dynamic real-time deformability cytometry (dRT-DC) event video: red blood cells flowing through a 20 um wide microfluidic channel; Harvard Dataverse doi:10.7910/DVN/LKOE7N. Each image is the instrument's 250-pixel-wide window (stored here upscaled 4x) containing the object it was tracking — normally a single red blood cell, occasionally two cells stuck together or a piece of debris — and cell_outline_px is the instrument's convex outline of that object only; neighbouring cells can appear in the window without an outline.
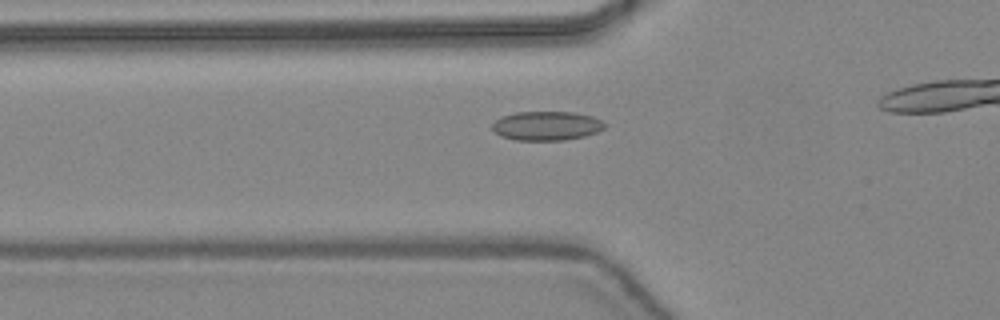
{"species": "common noctule bat (a hibernating species)", "species_latin": "Nyctalus noctula", "temperature_condition": "warm", "stored_images_in_passage": 31, "camera_frame_rate_fps": 3000, "um_per_image_px": 0.085, "animal": {"sex": "female", "body_mass_g": 24.6, "forearm_length_mm": 56.2}, "frame": {"image": 1, "passage_image": 9, "time_ms": 2.667, "image_size_px": [1000, 320], "cell_outline_px": [[608, 124], [604, 128], [596, 132], [584, 136], [564, 140], [516, 140], [500, 136], [492, 128], [492, 124], [500, 116], [516, 112], [572, 112], [592, 116]], "centroid_in_image_um": [46.45, 10.69], "position_along_channel_um": 79.3, "area_um2": 19.07}}
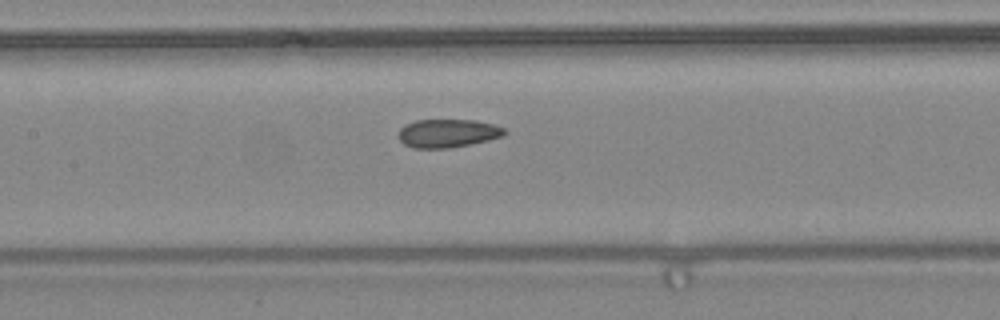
{"frame": {"image": 2, "passage_image": 15, "time_ms": 4.667, "image_size_px": [1000, 320], "cell_outline_px": [[508, 132], [504, 136], [488, 140], [448, 148], [412, 148], [404, 144], [396, 136], [400, 128], [404, 124], [416, 120], [476, 120], [492, 124], [504, 128]], "centroid_in_image_um": [38.02, 11.32], "position_along_channel_um": 169.4, "area_um2": 17.63}}
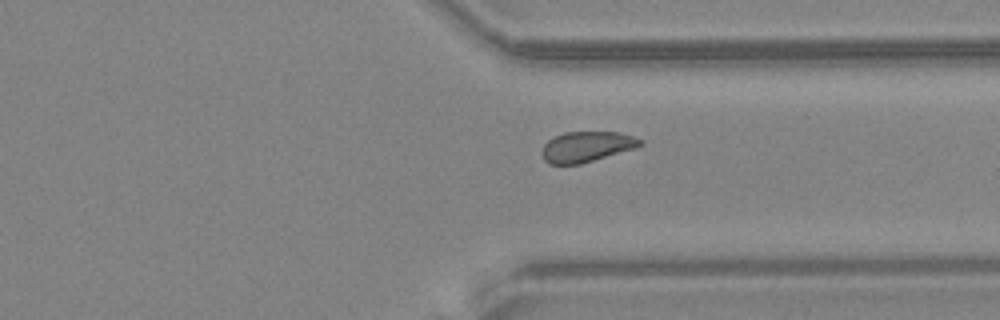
{"frame": {"image": 3, "passage_image": 28, "time_ms": 9.0, "image_size_px": [1000, 320], "cell_outline_px": [[644, 144], [636, 148], [580, 164], [548, 164], [544, 160], [540, 152], [544, 144], [548, 140], [564, 132], [620, 132], [632, 136], [640, 140]], "centroid_in_image_um": [49.84, 12.47], "position_along_channel_um": 361.6, "area_um2": 17.46}}